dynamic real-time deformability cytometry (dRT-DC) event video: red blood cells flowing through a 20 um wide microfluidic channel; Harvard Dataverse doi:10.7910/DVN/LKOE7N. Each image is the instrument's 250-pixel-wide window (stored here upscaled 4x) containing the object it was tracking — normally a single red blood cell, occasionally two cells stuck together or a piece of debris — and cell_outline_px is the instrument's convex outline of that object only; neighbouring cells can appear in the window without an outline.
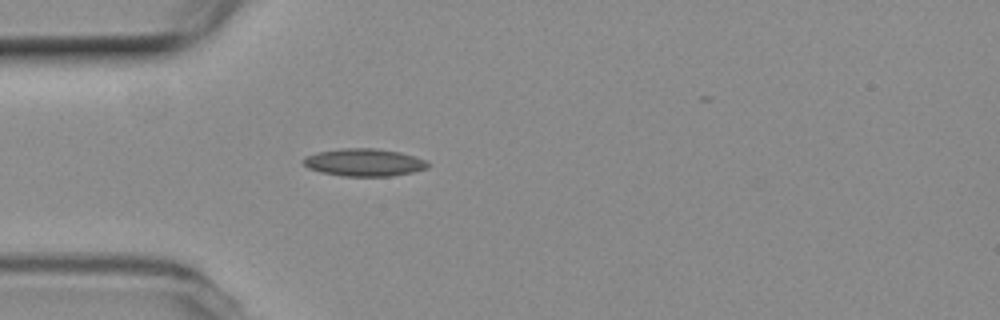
{"species": "common noctule bat (a hibernating species)", "species_latin": "Nyctalus noctula", "temperature_condition": "room temperature", "stored_images_in_passage": 24, "camera_frame_rate_fps": 3000, "um_per_image_px": 0.085, "animal": {"sex": "female", "body_mass_g": 19.3, "forearm_length_mm": 54.1}, "frame": {"image": 1, "passage_image": 1, "time_ms": 0.0, "image_size_px": [1000, 320], "cell_outline_px": [[428, 168], [412, 172], [392, 176], [344, 176], [320, 172], [308, 168], [304, 164], [304, 156], [316, 152], [340, 148], [376, 148], [400, 152], [428, 160]], "centroid_in_image_um": [30.95, 13.8], "position_along_channel_um": 54.1, "area_um2": 20.11}}
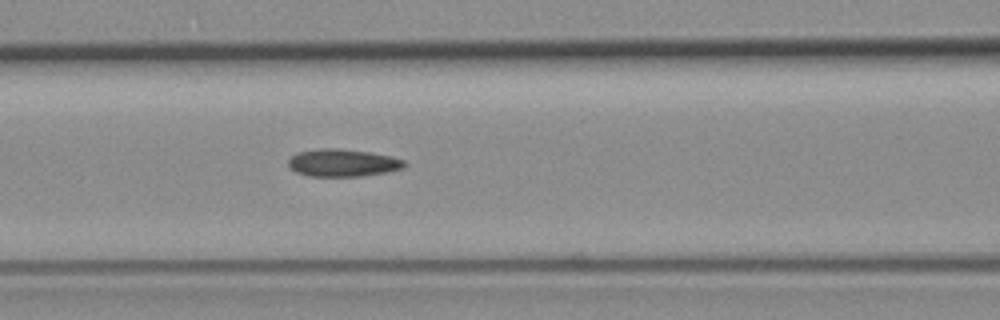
{"frame": {"image": 2, "passage_image": 8, "time_ms": 2.333, "image_size_px": [1000, 320], "cell_outline_px": [[408, 164], [404, 168], [384, 172], [360, 176], [312, 176], [296, 172], [288, 164], [288, 160], [296, 152], [324, 148], [340, 148], [368, 152], [388, 156], [404, 160]], "centroid_in_image_um": [29.13, 13.83], "position_along_channel_um": 137.5, "area_um2": 18.38}}
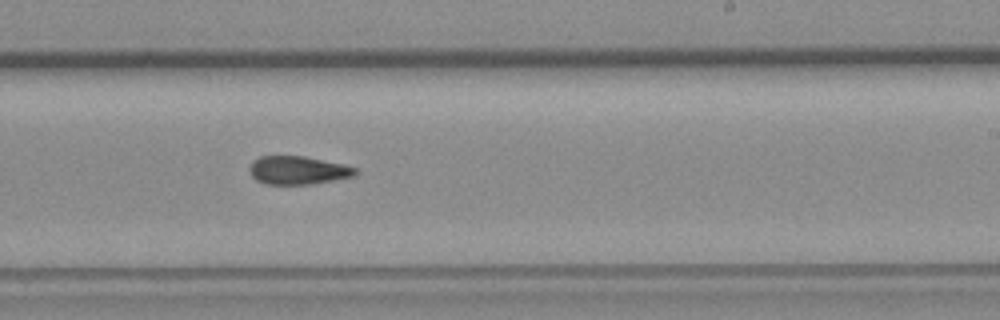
{"frame": {"image": 3, "passage_image": 18, "time_ms": 5.667, "image_size_px": [1000, 320], "cell_outline_px": [[356, 172], [352, 176], [312, 184], [268, 184], [256, 180], [252, 176], [252, 164], [260, 156], [304, 156], [344, 164], [356, 168]], "centroid_in_image_um": [25.35, 14.47], "position_along_channel_um": 263.6, "area_um2": 16.99}}